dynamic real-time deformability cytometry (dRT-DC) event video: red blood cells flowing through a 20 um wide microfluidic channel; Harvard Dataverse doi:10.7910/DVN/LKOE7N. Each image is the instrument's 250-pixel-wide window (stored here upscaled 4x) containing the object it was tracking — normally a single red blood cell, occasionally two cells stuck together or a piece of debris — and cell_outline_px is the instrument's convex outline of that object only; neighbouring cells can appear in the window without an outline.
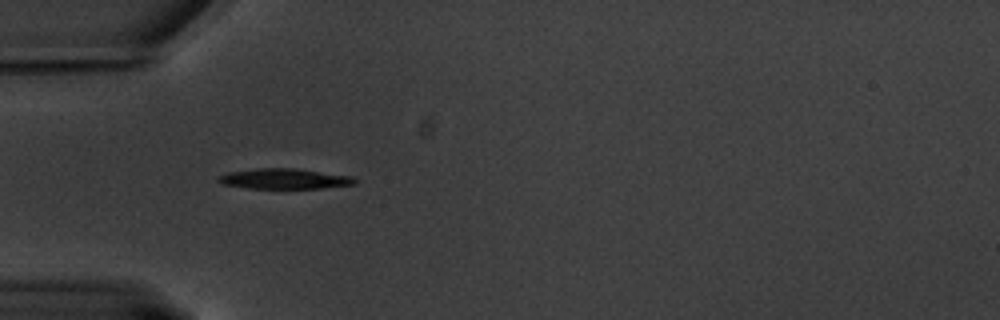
{"species": "common noctule bat (a hibernating species)", "species_latin": "Nyctalus noctula", "temperature_condition": "warm", "stored_images_in_passage": 39, "camera_frame_rate_fps": 3000, "um_per_image_px": 0.085, "animal": {"sex": "male", "body_mass_g": 20.1, "forearm_length_mm": 53.5}, "frame": {"image": 1, "passage_image": 4, "time_ms": 1.0, "image_size_px": [1000, 320], "cell_outline_px": [[348, 180], [344, 184], [304, 188], [268, 188], [240, 184], [224, 180], [228, 176], [244, 172], [308, 172]], "centroid_in_image_um": [24.18, 15.28], "position_along_channel_um": 60.8, "area_um2": 10.92}}
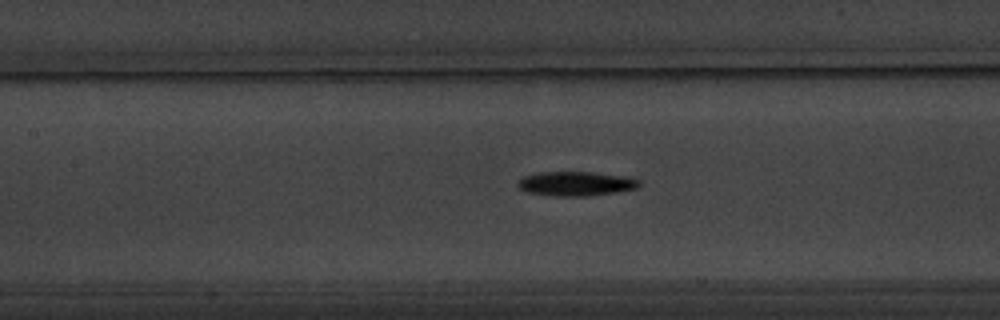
{"frame": {"image": 2, "passage_image": 13, "time_ms": 4.0, "image_size_px": [1000, 320], "cell_outline_px": [[632, 184], [624, 188], [596, 192], [548, 192], [528, 188], [524, 184], [524, 180], [536, 176], [600, 176], [628, 180]], "centroid_in_image_um": [48.91, 15.62], "position_along_channel_um": 158.5, "area_um2": 10.52}}
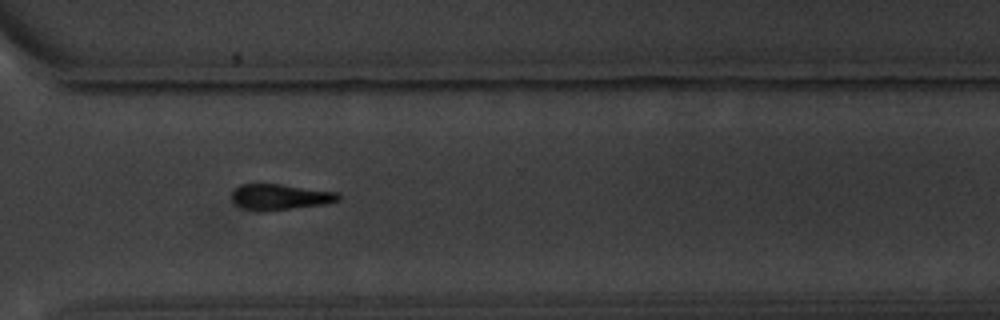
{"frame": {"image": 3, "passage_image": 30, "time_ms": 9.667, "image_size_px": [1000, 320], "cell_outline_px": [[336, 196], [332, 200], [276, 208], [264, 208], [244, 204], [236, 200], [236, 192], [240, 188], [260, 184], [316, 192]], "centroid_in_image_um": [23.64, 16.71], "position_along_channel_um": 347.0, "area_um2": 11.27}}